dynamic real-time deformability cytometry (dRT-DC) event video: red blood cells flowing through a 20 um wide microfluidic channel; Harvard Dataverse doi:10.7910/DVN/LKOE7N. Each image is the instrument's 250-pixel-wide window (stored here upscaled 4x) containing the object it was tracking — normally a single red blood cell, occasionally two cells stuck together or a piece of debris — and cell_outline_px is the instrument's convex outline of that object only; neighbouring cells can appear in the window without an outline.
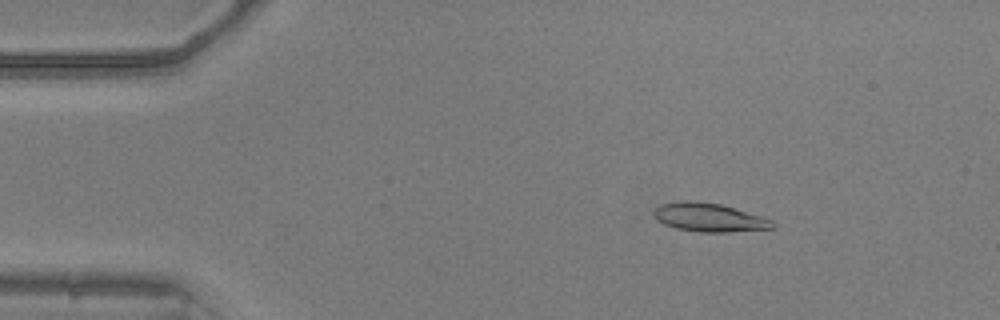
{"species": "common noctule bat (a hibernating species)", "species_latin": "Nyctalus noctula", "temperature_condition": "warm", "stored_images_in_passage": 52, "camera_frame_rate_fps": 3000, "um_per_image_px": 0.085, "animal": {"sex": "male", "body_mass_g": 20.5, "forearm_length_mm": 52.5}, "frame": {"image": 1, "passage_image": 8, "time_ms": 2.333, "image_size_px": [1000, 320], "cell_outline_px": [[776, 224], [772, 228], [728, 232], [700, 232], [676, 228], [664, 224], [656, 220], [652, 216], [652, 212], [660, 204], [684, 200], [692, 200], [720, 204], [764, 216], [772, 220]], "centroid_in_image_um": [60.26, 18.47], "position_along_channel_um": 24.7, "area_um2": 19.94}}
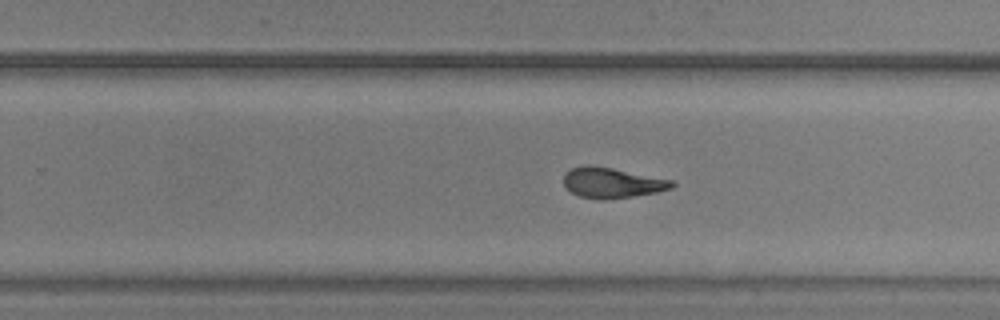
{"frame": {"image": 2, "passage_image": 33, "time_ms": 10.667, "image_size_px": [1000, 320], "cell_outline_px": [[676, 184], [672, 188], [656, 192], [632, 196], [604, 200], [600, 200], [580, 196], [572, 192], [564, 184], [564, 172], [572, 168], [584, 164], [592, 164], [672, 180]], "centroid_in_image_um": [51.99, 15.52], "position_along_channel_um": 277.8, "area_um2": 19.13}}
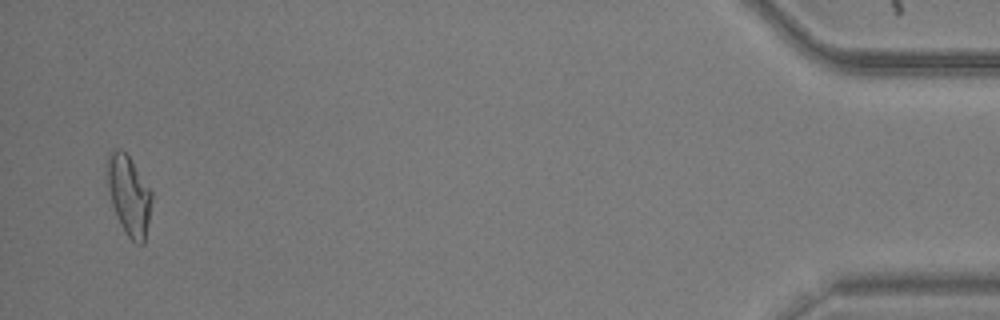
{"frame": {"image": 3, "passage_image": 51, "time_ms": 16.667, "image_size_px": [1000, 320], "cell_outline_px": [[152, 200], [144, 244], [136, 244], [128, 236], [112, 204], [108, 184], [108, 156], [116, 148], [120, 148], [128, 156], [152, 192]], "centroid_in_image_um": [10.99, 16.61], "position_along_channel_um": 424.2, "area_um2": 19.83}, "authors_computed_cell_mechanics": {"area_um2": 19.7387, "velocity_mm_per_s": 3.8573, "shape_relaxation_time_tau1_ms": 8.1915, "shape_relaxation_time_tau2_ms": 1.5185, "deformation_change_tau1": 0.2567, "deformation_change_tau2": 0.0801}}